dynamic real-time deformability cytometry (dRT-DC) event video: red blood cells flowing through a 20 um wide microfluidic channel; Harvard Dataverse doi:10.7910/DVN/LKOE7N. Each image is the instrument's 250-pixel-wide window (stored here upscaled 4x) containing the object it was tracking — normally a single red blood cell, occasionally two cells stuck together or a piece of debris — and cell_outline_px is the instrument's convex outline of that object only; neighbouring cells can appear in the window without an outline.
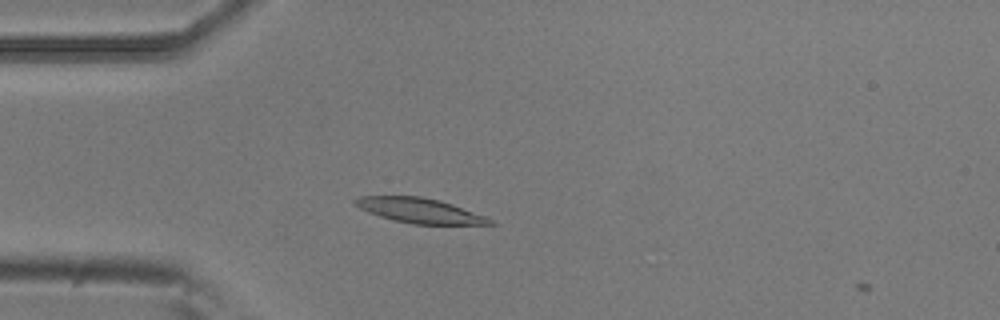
{"species": "common noctule bat (a hibernating species)", "species_latin": "Nyctalus noctula", "temperature_condition": "room temperature", "stored_images_in_passage": 5, "camera_frame_rate_fps": 3000, "um_per_image_px": 0.085, "animal": {"sex": "male", "body_mass_g": 20.5, "forearm_length_mm": 52.5}, "frame": {"image": 1, "passage_image": 3, "time_ms": 0.667, "image_size_px": [1000, 320], "cell_outline_px": [[496, 224], [412, 224], [392, 220], [368, 212], [352, 204], [352, 200], [360, 196], [420, 196], [440, 200], [452, 204], [484, 216], [492, 220]], "centroid_in_image_um": [35.6, 17.89], "position_along_channel_um": 49.4, "area_um2": 19.42}}